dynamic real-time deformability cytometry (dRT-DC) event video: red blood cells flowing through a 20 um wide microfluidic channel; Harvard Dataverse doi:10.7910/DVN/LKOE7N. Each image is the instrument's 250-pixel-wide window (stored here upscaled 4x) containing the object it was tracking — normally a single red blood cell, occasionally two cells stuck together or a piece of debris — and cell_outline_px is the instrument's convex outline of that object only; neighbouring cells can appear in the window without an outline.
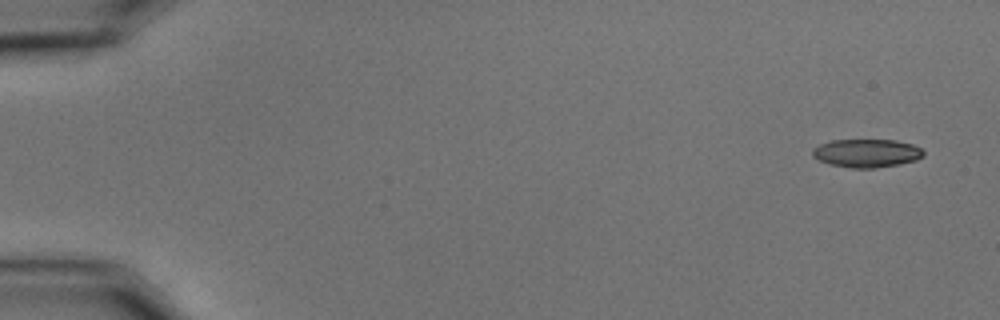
{"species": "common noctule bat (a hibernating species)", "species_latin": "Nyctalus noctula", "temperature_condition": "cold", "stored_images_in_passage": 26, "camera_frame_rate_fps": 3000, "um_per_image_px": 0.085, "animal": {"sex": "male", "body_mass_g": 15.6}, "frame": {"image": 1, "passage_image": 1, "time_ms": 0.0, "image_size_px": [1000, 320], "cell_outline_px": [[924, 156], [916, 160], [900, 164], [872, 168], [852, 168], [832, 164], [820, 160], [812, 156], [812, 148], [820, 144], [832, 140], [896, 140], [912, 144], [920, 148], [924, 152]], "centroid_in_image_um": [73.68, 13.01], "position_along_channel_um": 11.3, "area_um2": 18.21}}
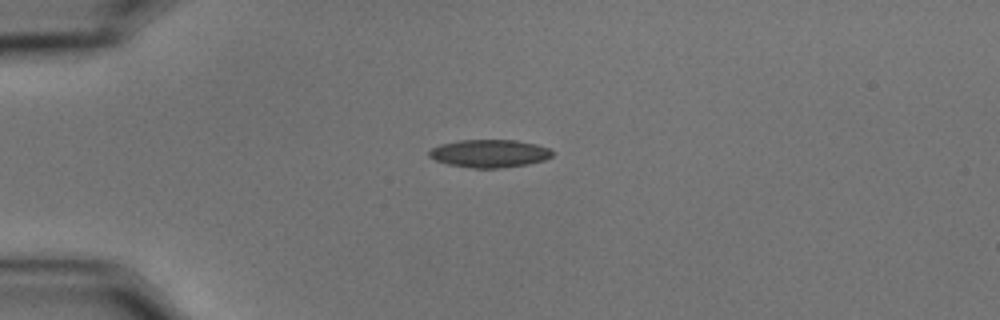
{"frame": {"image": 2, "passage_image": 13, "time_ms": 4.0, "image_size_px": [1000, 320], "cell_outline_px": [[552, 156], [544, 160], [528, 164], [504, 168], [472, 168], [448, 164], [436, 160], [428, 156], [428, 152], [432, 148], [440, 144], [460, 140], [516, 140], [536, 144], [548, 148], [552, 152]], "centroid_in_image_um": [41.59, 13.05], "position_along_channel_um": 43.4, "area_um2": 20.0}}
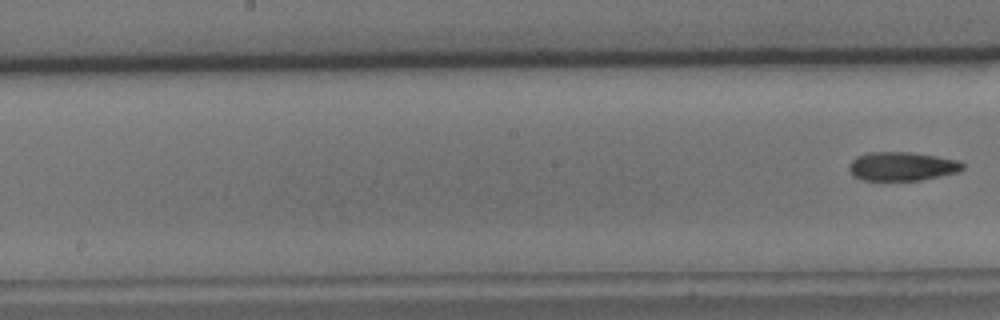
{"frame": {"image": 3, "passage_image": 26, "time_ms": 8.333, "image_size_px": [1000, 320], "cell_outline_px": [[964, 168], [960, 172], [920, 180], [860, 180], [852, 176], [848, 168], [852, 160], [856, 156], [872, 152], [912, 152], [960, 160], [964, 164]], "centroid_in_image_um": [76.68, 14.14], "position_along_channel_um": 171.5, "area_um2": 19.25}}